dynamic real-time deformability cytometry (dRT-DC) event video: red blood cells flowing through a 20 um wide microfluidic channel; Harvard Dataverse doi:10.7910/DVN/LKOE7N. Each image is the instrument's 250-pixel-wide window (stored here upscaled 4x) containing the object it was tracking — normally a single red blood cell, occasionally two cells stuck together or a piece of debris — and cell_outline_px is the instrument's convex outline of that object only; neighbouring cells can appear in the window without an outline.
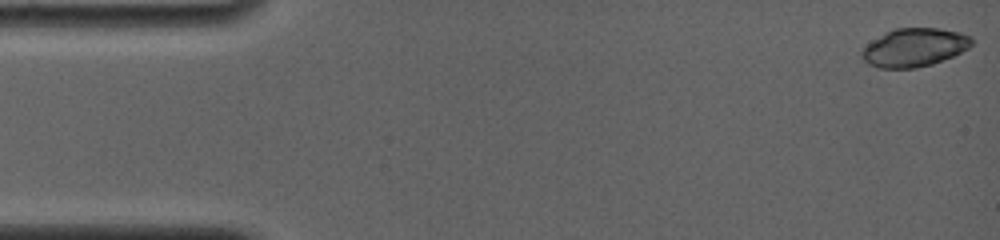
{"species": "common noctule bat (a hibernating species)", "species_latin": "Nyctalus noctula", "temperature_condition": "room temperature", "stored_images_in_passage": 5, "segment_of_instrument_passage": [2, 2], "camera_frame_rate_fps": 4000, "um_per_image_px": 0.085, "animal": {"sex": "female", "body_mass_g": 19.0, "forearm_length_mm": 56.7}, "frame": {"image": 1, "passage_image": 5, "time_ms": 5.0, "image_size_px": [1000, 240], "cell_outline_px": [[972, 44], [968, 48], [952, 56], [932, 64], [916, 68], [876, 68], [868, 64], [860, 56], [860, 52], [872, 40], [884, 32], [896, 28], [940, 28], [960, 32], [972, 36]], "centroid_in_image_um": [77.69, 4.03], "position_along_channel_um": 7.3, "area_um2": 24.68}}